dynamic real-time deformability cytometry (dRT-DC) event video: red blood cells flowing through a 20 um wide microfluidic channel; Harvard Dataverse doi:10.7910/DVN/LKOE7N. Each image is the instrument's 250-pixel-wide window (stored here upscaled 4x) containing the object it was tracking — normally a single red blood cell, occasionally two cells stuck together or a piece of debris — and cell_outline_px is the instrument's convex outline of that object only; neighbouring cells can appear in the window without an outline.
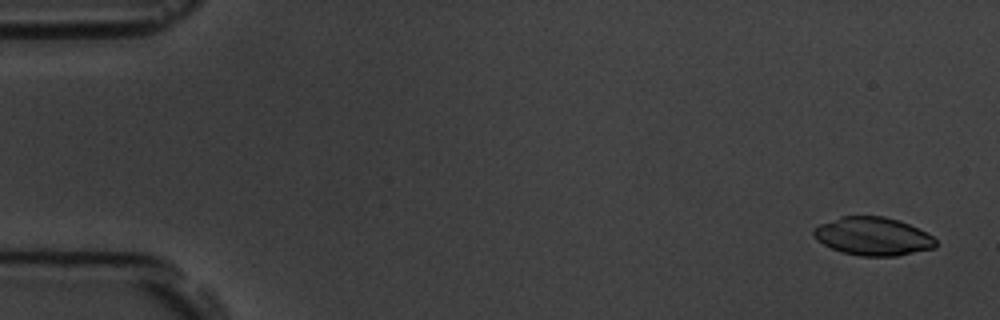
{"species": "common noctule bat (a hibernating species)", "species_latin": "Nyctalus noctula", "temperature_condition": "room temperature", "stored_images_in_passage": 4, "camera_frame_rate_fps": 3000, "um_per_image_px": 0.085, "animal": {"sex": "male", "body_mass_g": 19.5, "forearm_length_mm": 54.6}, "frame": {"image": 1, "passage_image": 1, "time_ms": 0.0, "image_size_px": [1000, 320], "cell_outline_px": [[936, 248], [896, 256], [860, 256], [844, 252], [832, 248], [816, 240], [812, 232], [812, 228], [820, 224], [840, 216], [884, 216], [900, 220], [932, 236], [936, 240]], "centroid_in_image_um": [74.18, 20.08], "position_along_channel_um": 10.8, "area_um2": 27.17}}